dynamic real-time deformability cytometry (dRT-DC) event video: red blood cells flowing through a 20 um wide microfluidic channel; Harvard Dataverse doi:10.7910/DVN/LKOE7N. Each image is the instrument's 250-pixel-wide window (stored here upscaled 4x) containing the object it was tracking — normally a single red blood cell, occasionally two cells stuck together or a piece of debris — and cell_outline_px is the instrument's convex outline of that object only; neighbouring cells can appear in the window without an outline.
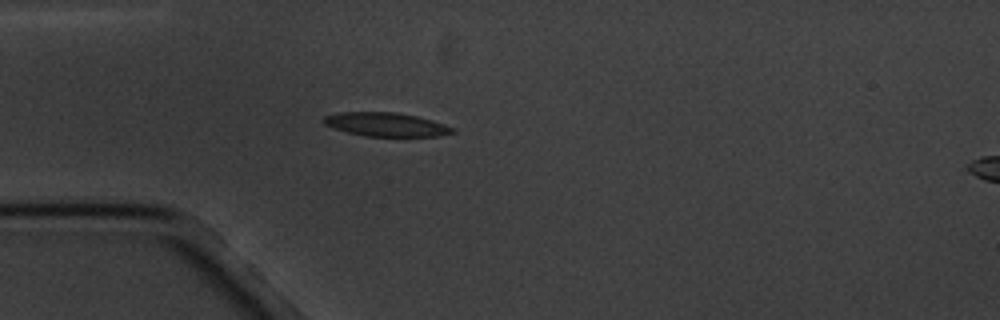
{"species": "common noctule bat (a hibernating species)", "species_latin": "Nyctalus noctula", "temperature_condition": "cold", "stored_images_in_passage": 1, "camera_frame_rate_fps": 3000, "um_per_image_px": 0.085, "animal": {"sex": "male", "body_mass_g": 20.1, "forearm_length_mm": 53.5}, "frame": {"image": 1, "passage_image": 1, "time_ms": 0.0, "image_size_px": [1000, 320], "cell_outline_px": [[456, 132], [440, 136], [364, 136], [348, 132], [324, 124], [324, 116], [336, 112], [396, 112], [416, 116], [432, 120], [456, 128]], "centroid_in_image_um": [32.85, 10.58], "position_along_channel_um": 52.1, "area_um2": 17.8}}